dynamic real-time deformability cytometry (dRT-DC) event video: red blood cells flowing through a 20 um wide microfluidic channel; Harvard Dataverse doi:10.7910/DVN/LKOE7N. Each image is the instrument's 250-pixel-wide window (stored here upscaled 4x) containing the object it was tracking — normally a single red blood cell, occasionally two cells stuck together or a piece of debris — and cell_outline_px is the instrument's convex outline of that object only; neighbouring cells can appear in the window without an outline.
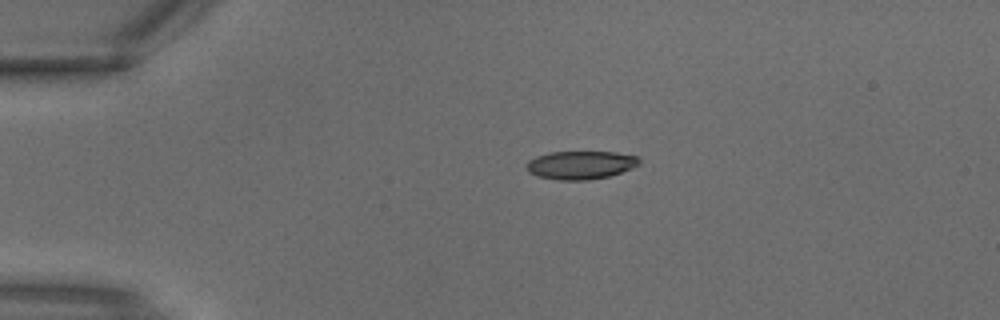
{"species": "common noctule bat (a hibernating species)", "species_latin": "Nyctalus noctula", "temperature_condition": "warm", "stored_images_in_passage": 1, "camera_frame_rate_fps": 3000, "um_per_image_px": 0.085, "animal": {"sex": "male", "body_mass_g": 18.8}, "frame": {"image": 1, "passage_image": 1, "time_ms": 0.0, "image_size_px": [1000, 320], "cell_outline_px": [[640, 164], [632, 168], [608, 176], [588, 180], [560, 180], [536, 176], [528, 172], [524, 164], [528, 160], [536, 156], [548, 152], [616, 152], [636, 156], [640, 160]], "centroid_in_image_um": [49.3, 14.02], "position_along_channel_um": 35.7, "area_um2": 18.67}}